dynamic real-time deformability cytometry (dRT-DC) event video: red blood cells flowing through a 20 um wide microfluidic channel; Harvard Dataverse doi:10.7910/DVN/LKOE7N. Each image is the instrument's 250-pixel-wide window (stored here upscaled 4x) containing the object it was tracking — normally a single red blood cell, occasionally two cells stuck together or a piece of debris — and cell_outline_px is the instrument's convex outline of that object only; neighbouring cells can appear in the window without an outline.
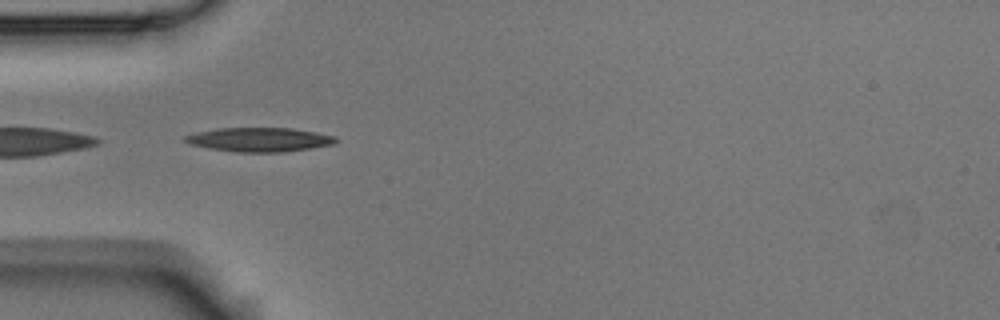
{"species": "Egyptian fruit bat (a non-hibernating species)", "species_latin": "Rousettus aegyptiacus", "temperature_condition": "room temperature", "stored_images_in_passage": 14, "camera_frame_rate_fps": 3000, "um_per_image_px": 0.085, "animal": {"sex": "male"}, "frame": {"image": 1, "passage_image": 1, "time_ms": 0.0, "image_size_px": [1000, 320], "cell_outline_px": [[336, 140], [332, 144], [312, 148], [284, 152], [236, 152], [208, 148], [192, 144], [184, 140], [184, 136], [196, 132], [216, 128], [292, 128], [336, 136]], "centroid_in_image_um": [22.03, 11.86], "position_along_channel_um": 63.0, "area_um2": 21.04}}
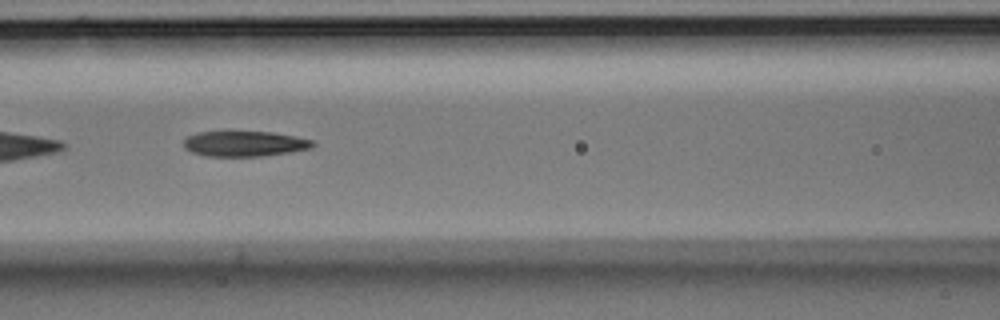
{"frame": {"image": 2, "passage_image": 8, "time_ms": 2.333, "image_size_px": [1000, 320], "cell_outline_px": [[316, 144], [312, 148], [292, 152], [264, 156], [204, 156], [192, 152], [184, 148], [184, 140], [188, 136], [196, 132], [224, 128], [228, 128], [272, 132], [296, 136], [316, 140]], "centroid_in_image_um": [20.78, 12.16], "position_along_channel_um": 145.8, "area_um2": 20.46}}
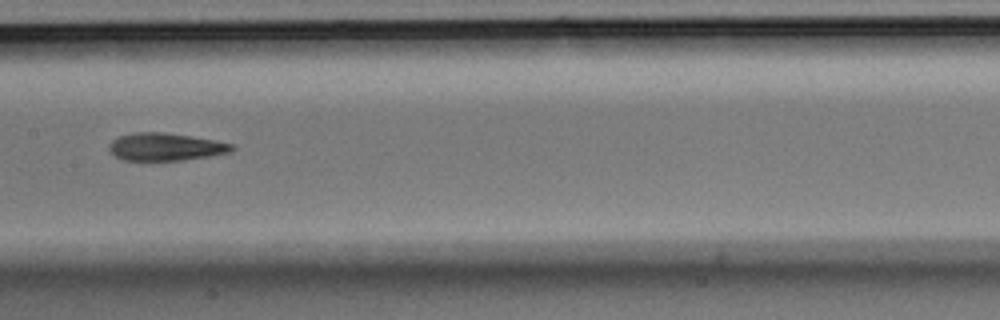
{"frame": {"image": 3, "passage_image": 12, "time_ms": 3.667, "image_size_px": [1000, 320], "cell_outline_px": [[236, 148], [232, 152], [184, 160], [124, 160], [116, 156], [108, 148], [108, 144], [112, 140], [120, 136], [136, 132], [160, 132], [216, 140], [236, 144]], "centroid_in_image_um": [14.12, 12.48], "position_along_channel_um": 193.3, "area_um2": 19.71}}